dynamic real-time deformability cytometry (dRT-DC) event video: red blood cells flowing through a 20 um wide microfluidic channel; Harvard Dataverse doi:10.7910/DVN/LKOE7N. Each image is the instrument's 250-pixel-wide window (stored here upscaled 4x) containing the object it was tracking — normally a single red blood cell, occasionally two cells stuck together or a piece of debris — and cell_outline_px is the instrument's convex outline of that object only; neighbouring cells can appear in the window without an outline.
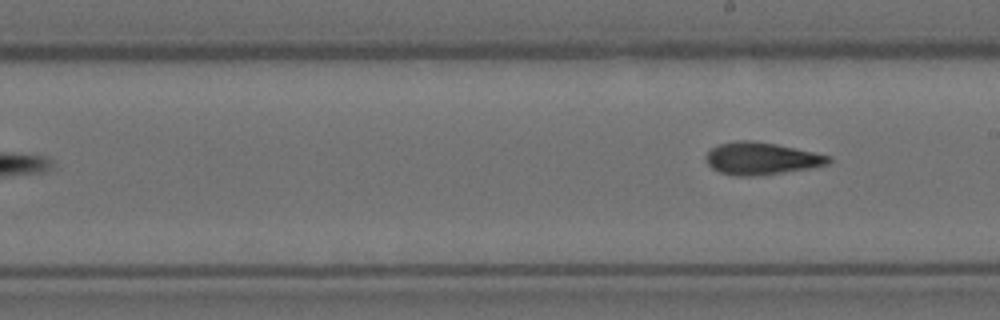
{"species": "Egyptian fruit bat (a non-hibernating species)", "species_latin": "Rousettus aegyptiacus", "temperature_condition": "room temperature", "stored_images_in_passage": 8, "camera_frame_rate_fps": 3000, "um_per_image_px": 0.085, "animal": {"sex": "female"}, "frame": {"image": 1, "passage_image": 8, "time_ms": 2.333, "image_size_px": [1000, 320], "cell_outline_px": [[832, 160], [828, 164], [808, 168], [756, 176], [736, 176], [720, 172], [712, 168], [708, 164], [704, 156], [712, 148], [720, 144], [736, 140], [752, 140], [776, 144], [832, 156]], "centroid_in_image_um": [64.7, 13.47], "position_along_channel_um": 224.3, "area_um2": 22.95}}